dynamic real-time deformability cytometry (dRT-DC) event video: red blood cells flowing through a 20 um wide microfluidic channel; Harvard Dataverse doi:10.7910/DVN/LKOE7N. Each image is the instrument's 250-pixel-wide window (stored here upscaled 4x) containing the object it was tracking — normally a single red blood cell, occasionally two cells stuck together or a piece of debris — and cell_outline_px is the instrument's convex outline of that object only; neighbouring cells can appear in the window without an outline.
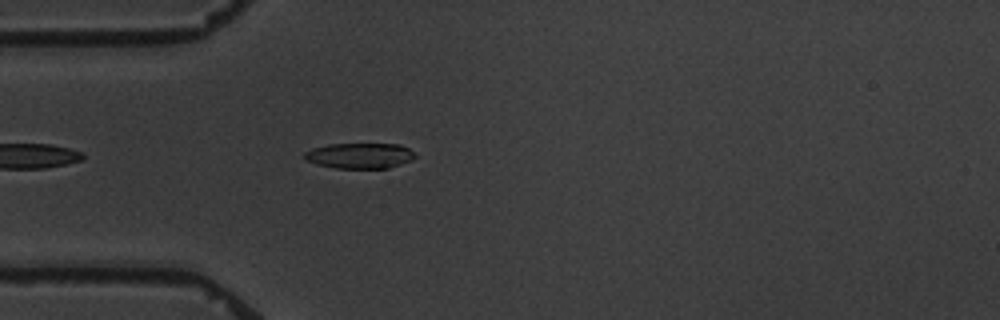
{"species": "common noctule bat (a hibernating species)", "species_latin": "Nyctalus noctula", "temperature_condition": "warm", "stored_images_in_passage": 1, "camera_frame_rate_fps": 3000, "um_per_image_px": 0.085, "animal": {"sex": "male", "body_mass_g": 19.5, "forearm_length_mm": 54.6}, "frame": {"image": 1, "passage_image": 1, "time_ms": 0.0, "image_size_px": [1000, 320], "cell_outline_px": [[416, 156], [412, 160], [388, 168], [336, 168], [316, 164], [308, 160], [304, 156], [304, 152], [312, 148], [328, 144], [400, 144], [408, 148]], "centroid_in_image_um": [30.58, 13.23], "position_along_channel_um": 54.4, "area_um2": 16.36}}